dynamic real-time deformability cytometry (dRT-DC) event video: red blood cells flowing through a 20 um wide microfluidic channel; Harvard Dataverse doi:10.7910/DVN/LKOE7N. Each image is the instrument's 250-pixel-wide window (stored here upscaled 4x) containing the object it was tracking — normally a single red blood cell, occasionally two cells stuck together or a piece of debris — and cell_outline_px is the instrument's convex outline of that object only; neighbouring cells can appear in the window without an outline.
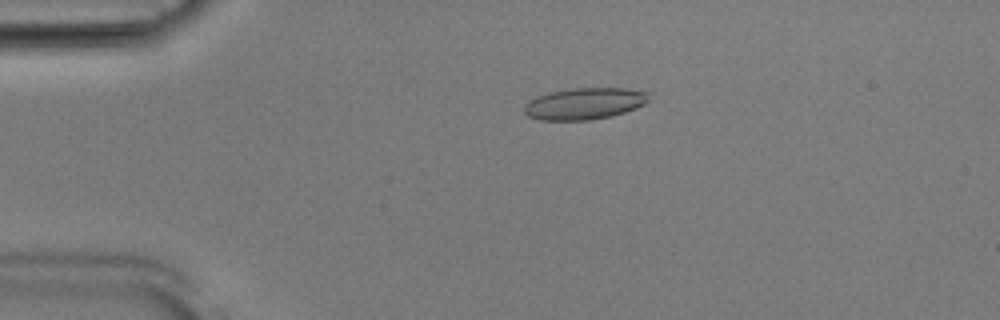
{"species": "Egyptian fruit bat (a non-hibernating species)", "species_latin": "Rousettus aegyptiacus", "temperature_condition": "room temperature", "stored_images_in_passage": 52, "camera_frame_rate_fps": 3000, "um_per_image_px": 0.085, "animal": {"sex": "male"}, "frame": {"image": 1, "passage_image": 11, "time_ms": 3.333, "image_size_px": [1000, 320], "cell_outline_px": [[648, 100], [644, 104], [636, 108], [612, 116], [588, 120], [540, 120], [528, 116], [524, 112], [524, 104], [528, 100], [536, 96], [552, 92], [576, 88], [624, 88], [648, 92]], "centroid_in_image_um": [49.66, 8.81], "position_along_channel_um": 35.3, "area_um2": 22.89}}
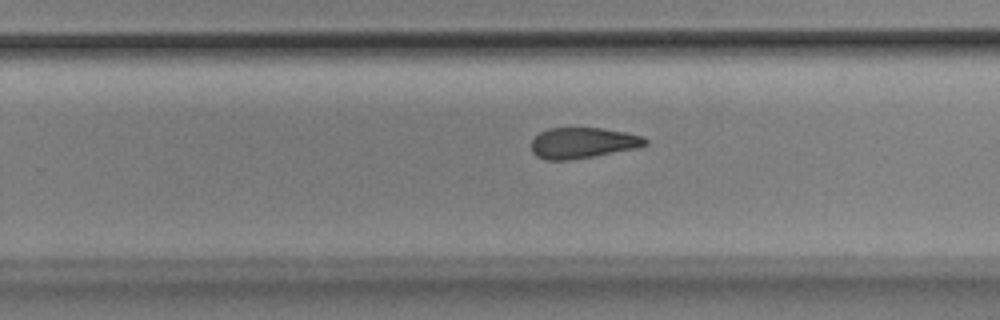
{"frame": {"image": 2, "passage_image": 33, "time_ms": 10.667, "image_size_px": [1000, 320], "cell_outline_px": [[648, 144], [636, 148], [592, 156], [568, 160], [544, 160], [536, 156], [532, 152], [532, 140], [540, 132], [548, 128], [600, 128], [624, 132], [644, 136], [648, 140]], "centroid_in_image_um": [49.52, 12.14], "position_along_channel_um": 280.3, "area_um2": 20.35}}
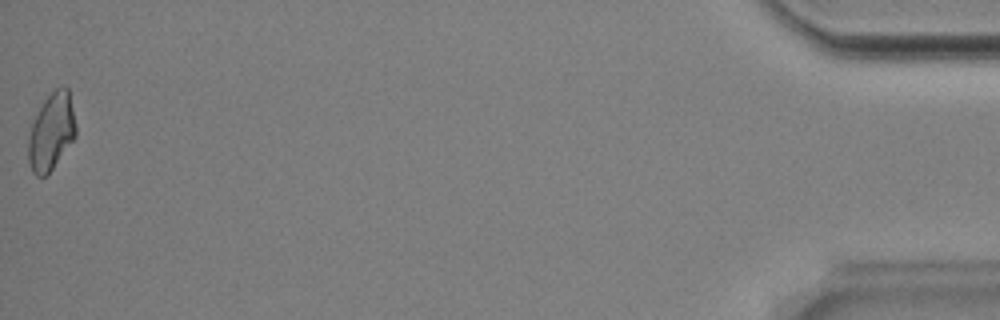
{"frame": {"image": 3, "passage_image": 52, "time_ms": 17.0, "image_size_px": [1000, 320], "cell_outline_px": [[76, 136], [52, 168], [44, 176], [36, 176], [32, 172], [28, 160], [28, 140], [32, 124], [44, 100], [56, 88], [68, 88], [76, 128]], "centroid_in_image_um": [4.35, 11.22], "position_along_channel_um": 430.8, "area_um2": 20.75}, "authors_computed_cell_mechanics": {"area_um2": 21.6461, "velocity_mm_per_s": 3.8964, "shape_relaxation_time_tau1_ms": null, "shape_relaxation_time_tau2_ms": 4.6641, "deformation_change_tau1": null, "deformation_change_tau2": 0.1382}}